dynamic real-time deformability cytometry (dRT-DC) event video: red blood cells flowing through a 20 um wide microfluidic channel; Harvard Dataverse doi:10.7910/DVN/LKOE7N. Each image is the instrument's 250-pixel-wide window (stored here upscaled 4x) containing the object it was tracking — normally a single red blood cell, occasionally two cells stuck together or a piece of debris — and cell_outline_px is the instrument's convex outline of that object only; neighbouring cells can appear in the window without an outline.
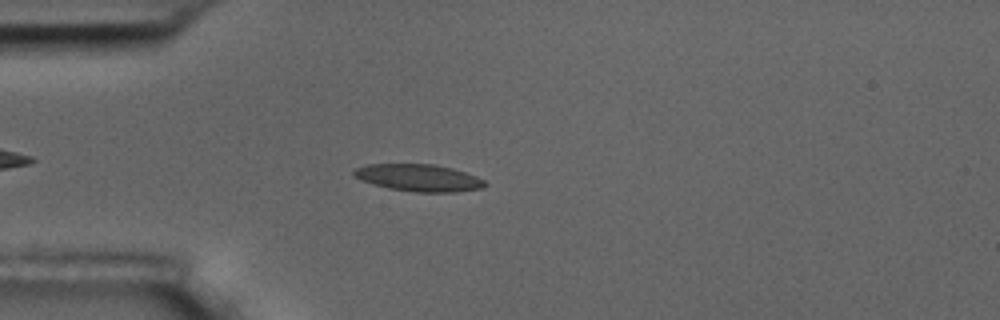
{"species": "common noctule bat (a hibernating species)", "species_latin": "Nyctalus noctula", "temperature_condition": "room temperature", "stored_images_in_passage": 4, "camera_frame_rate_fps": 3000, "um_per_image_px": 0.085, "animal": {"sex": "male", "body_mass_g": 17.5, "forearm_length_mm": 52.3}, "frame": {"image": 1, "passage_image": 3, "time_ms": 2.333, "image_size_px": [1000, 320], "cell_outline_px": [[488, 184], [484, 188], [456, 192], [416, 192], [388, 188], [364, 180], [356, 176], [352, 172], [356, 168], [368, 164], [432, 164], [452, 168], [476, 176], [484, 180]], "centroid_in_image_um": [35.66, 15.11], "position_along_channel_um": 49.3, "area_um2": 20.46}}